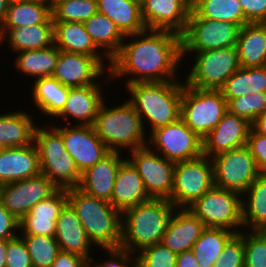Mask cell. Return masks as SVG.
Instances as JSON below:
<instances>
[{"mask_svg": "<svg viewBox=\"0 0 266 267\" xmlns=\"http://www.w3.org/2000/svg\"><path fill=\"white\" fill-rule=\"evenodd\" d=\"M127 38L131 41L128 42ZM181 60L180 34L169 30L146 29L125 36L120 51L111 60L104 82L120 80L129 74L131 76H128L126 86L136 82L174 81L177 80L176 73Z\"/></svg>", "mask_w": 266, "mask_h": 267, "instance_id": "6da1fadb", "label": "cell"}, {"mask_svg": "<svg viewBox=\"0 0 266 267\" xmlns=\"http://www.w3.org/2000/svg\"><path fill=\"white\" fill-rule=\"evenodd\" d=\"M176 208L167 199L151 198L122 213L120 247L137 254L159 243Z\"/></svg>", "mask_w": 266, "mask_h": 267, "instance_id": "7a4b0ae2", "label": "cell"}, {"mask_svg": "<svg viewBox=\"0 0 266 267\" xmlns=\"http://www.w3.org/2000/svg\"><path fill=\"white\" fill-rule=\"evenodd\" d=\"M166 82H136L125 86L128 99L144 123L149 121L150 133L156 128L177 122L181 115L184 80ZM145 117V118H144ZM146 120V121H145Z\"/></svg>", "mask_w": 266, "mask_h": 267, "instance_id": "3957f363", "label": "cell"}, {"mask_svg": "<svg viewBox=\"0 0 266 267\" xmlns=\"http://www.w3.org/2000/svg\"><path fill=\"white\" fill-rule=\"evenodd\" d=\"M67 199L94 246L102 250L120 247L122 213L109 201L91 196L78 187L67 189Z\"/></svg>", "mask_w": 266, "mask_h": 267, "instance_id": "277c9868", "label": "cell"}, {"mask_svg": "<svg viewBox=\"0 0 266 267\" xmlns=\"http://www.w3.org/2000/svg\"><path fill=\"white\" fill-rule=\"evenodd\" d=\"M106 103L104 99L92 126L108 149L122 152V148L132 151L148 145L147 129L133 104L125 99L123 104L109 108Z\"/></svg>", "mask_w": 266, "mask_h": 267, "instance_id": "5b68a950", "label": "cell"}, {"mask_svg": "<svg viewBox=\"0 0 266 267\" xmlns=\"http://www.w3.org/2000/svg\"><path fill=\"white\" fill-rule=\"evenodd\" d=\"M46 125H38L34 134L41 174L47 176L59 189L76 188L79 186L81 173L65 149L62 136L51 124Z\"/></svg>", "mask_w": 266, "mask_h": 267, "instance_id": "8992f818", "label": "cell"}, {"mask_svg": "<svg viewBox=\"0 0 266 267\" xmlns=\"http://www.w3.org/2000/svg\"><path fill=\"white\" fill-rule=\"evenodd\" d=\"M227 111V101L220 90L197 89L184 83L180 119L202 140Z\"/></svg>", "mask_w": 266, "mask_h": 267, "instance_id": "52a82bcc", "label": "cell"}, {"mask_svg": "<svg viewBox=\"0 0 266 267\" xmlns=\"http://www.w3.org/2000/svg\"><path fill=\"white\" fill-rule=\"evenodd\" d=\"M188 209L207 228H223L235 233L242 231V195L240 193L213 185Z\"/></svg>", "mask_w": 266, "mask_h": 267, "instance_id": "ba28073f", "label": "cell"}, {"mask_svg": "<svg viewBox=\"0 0 266 267\" xmlns=\"http://www.w3.org/2000/svg\"><path fill=\"white\" fill-rule=\"evenodd\" d=\"M194 53V65L184 78V83L190 87L220 90L226 80L240 68L236 47Z\"/></svg>", "mask_w": 266, "mask_h": 267, "instance_id": "9c48e42d", "label": "cell"}, {"mask_svg": "<svg viewBox=\"0 0 266 267\" xmlns=\"http://www.w3.org/2000/svg\"><path fill=\"white\" fill-rule=\"evenodd\" d=\"M240 29L235 23L201 18L191 9L181 35L182 60L188 53L236 47Z\"/></svg>", "mask_w": 266, "mask_h": 267, "instance_id": "30bf717a", "label": "cell"}, {"mask_svg": "<svg viewBox=\"0 0 266 267\" xmlns=\"http://www.w3.org/2000/svg\"><path fill=\"white\" fill-rule=\"evenodd\" d=\"M214 185L212 159L201 157L175 163L174 186L169 201L175 208H188Z\"/></svg>", "mask_w": 266, "mask_h": 267, "instance_id": "8fae6325", "label": "cell"}, {"mask_svg": "<svg viewBox=\"0 0 266 267\" xmlns=\"http://www.w3.org/2000/svg\"><path fill=\"white\" fill-rule=\"evenodd\" d=\"M214 185L241 195L260 176L254 157L245 145L214 156Z\"/></svg>", "mask_w": 266, "mask_h": 267, "instance_id": "7c38bea8", "label": "cell"}, {"mask_svg": "<svg viewBox=\"0 0 266 267\" xmlns=\"http://www.w3.org/2000/svg\"><path fill=\"white\" fill-rule=\"evenodd\" d=\"M130 152L131 156L127 159L142 177L149 197L169 200L174 186L175 162L166 159L149 145Z\"/></svg>", "mask_w": 266, "mask_h": 267, "instance_id": "4fadbf2b", "label": "cell"}, {"mask_svg": "<svg viewBox=\"0 0 266 267\" xmlns=\"http://www.w3.org/2000/svg\"><path fill=\"white\" fill-rule=\"evenodd\" d=\"M149 134L148 145L154 146V151L175 163L203 155V140L181 119L158 127Z\"/></svg>", "mask_w": 266, "mask_h": 267, "instance_id": "5bb4252c", "label": "cell"}, {"mask_svg": "<svg viewBox=\"0 0 266 267\" xmlns=\"http://www.w3.org/2000/svg\"><path fill=\"white\" fill-rule=\"evenodd\" d=\"M52 124V127L62 136L65 149L73 158L80 173L94 166L111 151L96 135L93 126Z\"/></svg>", "mask_w": 266, "mask_h": 267, "instance_id": "9a60e30c", "label": "cell"}, {"mask_svg": "<svg viewBox=\"0 0 266 267\" xmlns=\"http://www.w3.org/2000/svg\"><path fill=\"white\" fill-rule=\"evenodd\" d=\"M59 188L45 175L0 185L3 206L19 221L39 201L48 199Z\"/></svg>", "mask_w": 266, "mask_h": 267, "instance_id": "2e32d148", "label": "cell"}, {"mask_svg": "<svg viewBox=\"0 0 266 267\" xmlns=\"http://www.w3.org/2000/svg\"><path fill=\"white\" fill-rule=\"evenodd\" d=\"M191 5V0H143L141 14L147 29L169 30L182 35Z\"/></svg>", "mask_w": 266, "mask_h": 267, "instance_id": "e0dca14e", "label": "cell"}, {"mask_svg": "<svg viewBox=\"0 0 266 267\" xmlns=\"http://www.w3.org/2000/svg\"><path fill=\"white\" fill-rule=\"evenodd\" d=\"M106 69L92 56L60 51L53 77L68 87L100 85ZM95 80V81H94Z\"/></svg>", "mask_w": 266, "mask_h": 267, "instance_id": "ac0fdd59", "label": "cell"}, {"mask_svg": "<svg viewBox=\"0 0 266 267\" xmlns=\"http://www.w3.org/2000/svg\"><path fill=\"white\" fill-rule=\"evenodd\" d=\"M251 123L227 111L216 127L203 139V155L213 158L246 145Z\"/></svg>", "mask_w": 266, "mask_h": 267, "instance_id": "d6986e66", "label": "cell"}, {"mask_svg": "<svg viewBox=\"0 0 266 267\" xmlns=\"http://www.w3.org/2000/svg\"><path fill=\"white\" fill-rule=\"evenodd\" d=\"M68 204L67 190L59 189L48 199L39 201L19 221V235L55 236L56 221Z\"/></svg>", "mask_w": 266, "mask_h": 267, "instance_id": "ffe728a7", "label": "cell"}, {"mask_svg": "<svg viewBox=\"0 0 266 267\" xmlns=\"http://www.w3.org/2000/svg\"><path fill=\"white\" fill-rule=\"evenodd\" d=\"M41 174L35 143L23 147L0 148V185Z\"/></svg>", "mask_w": 266, "mask_h": 267, "instance_id": "44dd1931", "label": "cell"}, {"mask_svg": "<svg viewBox=\"0 0 266 267\" xmlns=\"http://www.w3.org/2000/svg\"><path fill=\"white\" fill-rule=\"evenodd\" d=\"M205 228L203 222L188 208H176L169 218L161 242L174 253L180 254L191 250Z\"/></svg>", "mask_w": 266, "mask_h": 267, "instance_id": "7402d4cb", "label": "cell"}, {"mask_svg": "<svg viewBox=\"0 0 266 267\" xmlns=\"http://www.w3.org/2000/svg\"><path fill=\"white\" fill-rule=\"evenodd\" d=\"M54 44L60 51L92 56L107 72L110 69L111 61L95 46L83 22L54 21Z\"/></svg>", "mask_w": 266, "mask_h": 267, "instance_id": "603a6c76", "label": "cell"}, {"mask_svg": "<svg viewBox=\"0 0 266 267\" xmlns=\"http://www.w3.org/2000/svg\"><path fill=\"white\" fill-rule=\"evenodd\" d=\"M125 159L122 152L111 151L101 161L81 173L78 188L91 196L110 201L117 172Z\"/></svg>", "mask_w": 266, "mask_h": 267, "instance_id": "cb8c5ba5", "label": "cell"}, {"mask_svg": "<svg viewBox=\"0 0 266 267\" xmlns=\"http://www.w3.org/2000/svg\"><path fill=\"white\" fill-rule=\"evenodd\" d=\"M101 85L70 87L66 104L56 119H75L77 125H93L105 95Z\"/></svg>", "mask_w": 266, "mask_h": 267, "instance_id": "d4e9b609", "label": "cell"}, {"mask_svg": "<svg viewBox=\"0 0 266 267\" xmlns=\"http://www.w3.org/2000/svg\"><path fill=\"white\" fill-rule=\"evenodd\" d=\"M151 199L146 191L142 177L134 165L126 158L116 175L112 197L109 201L115 209L125 210Z\"/></svg>", "mask_w": 266, "mask_h": 267, "instance_id": "484cf974", "label": "cell"}, {"mask_svg": "<svg viewBox=\"0 0 266 267\" xmlns=\"http://www.w3.org/2000/svg\"><path fill=\"white\" fill-rule=\"evenodd\" d=\"M55 238L60 251L78 254L90 262L94 259L90 256V249L94 245L69 204L64 207L56 221Z\"/></svg>", "mask_w": 266, "mask_h": 267, "instance_id": "4316f807", "label": "cell"}, {"mask_svg": "<svg viewBox=\"0 0 266 267\" xmlns=\"http://www.w3.org/2000/svg\"><path fill=\"white\" fill-rule=\"evenodd\" d=\"M1 43L7 39L15 53L25 50L44 49L54 44V21L52 15L42 24L18 28H0Z\"/></svg>", "mask_w": 266, "mask_h": 267, "instance_id": "83f0119b", "label": "cell"}, {"mask_svg": "<svg viewBox=\"0 0 266 267\" xmlns=\"http://www.w3.org/2000/svg\"><path fill=\"white\" fill-rule=\"evenodd\" d=\"M236 48L241 68L266 66V23L243 25Z\"/></svg>", "mask_w": 266, "mask_h": 267, "instance_id": "f1b7e54d", "label": "cell"}, {"mask_svg": "<svg viewBox=\"0 0 266 267\" xmlns=\"http://www.w3.org/2000/svg\"><path fill=\"white\" fill-rule=\"evenodd\" d=\"M98 13L110 18L124 35L147 29L141 14V4L133 0H97Z\"/></svg>", "mask_w": 266, "mask_h": 267, "instance_id": "f546056e", "label": "cell"}, {"mask_svg": "<svg viewBox=\"0 0 266 267\" xmlns=\"http://www.w3.org/2000/svg\"><path fill=\"white\" fill-rule=\"evenodd\" d=\"M0 114V148L23 147L34 143L36 124L28 112Z\"/></svg>", "mask_w": 266, "mask_h": 267, "instance_id": "4dcf8cb0", "label": "cell"}, {"mask_svg": "<svg viewBox=\"0 0 266 267\" xmlns=\"http://www.w3.org/2000/svg\"><path fill=\"white\" fill-rule=\"evenodd\" d=\"M32 99L41 114L55 118L64 108L70 87L62 85L53 76L35 79ZM52 117V118H51Z\"/></svg>", "mask_w": 266, "mask_h": 267, "instance_id": "1f68e13d", "label": "cell"}, {"mask_svg": "<svg viewBox=\"0 0 266 267\" xmlns=\"http://www.w3.org/2000/svg\"><path fill=\"white\" fill-rule=\"evenodd\" d=\"M84 25L95 46L111 61L120 51L125 36L110 18L98 12Z\"/></svg>", "mask_w": 266, "mask_h": 267, "instance_id": "d6a6232c", "label": "cell"}, {"mask_svg": "<svg viewBox=\"0 0 266 267\" xmlns=\"http://www.w3.org/2000/svg\"><path fill=\"white\" fill-rule=\"evenodd\" d=\"M242 219L243 228L266 231V181L260 176L242 194Z\"/></svg>", "mask_w": 266, "mask_h": 267, "instance_id": "836d02e7", "label": "cell"}, {"mask_svg": "<svg viewBox=\"0 0 266 267\" xmlns=\"http://www.w3.org/2000/svg\"><path fill=\"white\" fill-rule=\"evenodd\" d=\"M59 54L60 50L55 44L44 49L25 50L18 52L14 64L16 70L31 78L48 77L55 71Z\"/></svg>", "mask_w": 266, "mask_h": 267, "instance_id": "e575fe53", "label": "cell"}, {"mask_svg": "<svg viewBox=\"0 0 266 267\" xmlns=\"http://www.w3.org/2000/svg\"><path fill=\"white\" fill-rule=\"evenodd\" d=\"M220 91L227 102L240 96L266 92V66L240 67Z\"/></svg>", "mask_w": 266, "mask_h": 267, "instance_id": "d590c367", "label": "cell"}, {"mask_svg": "<svg viewBox=\"0 0 266 267\" xmlns=\"http://www.w3.org/2000/svg\"><path fill=\"white\" fill-rule=\"evenodd\" d=\"M52 15L47 6L31 0L9 2L6 17L0 28H18L44 23Z\"/></svg>", "mask_w": 266, "mask_h": 267, "instance_id": "8d00e7d4", "label": "cell"}, {"mask_svg": "<svg viewBox=\"0 0 266 267\" xmlns=\"http://www.w3.org/2000/svg\"><path fill=\"white\" fill-rule=\"evenodd\" d=\"M235 232L223 228H205L191 248L200 267H213L224 245Z\"/></svg>", "mask_w": 266, "mask_h": 267, "instance_id": "74e56055", "label": "cell"}, {"mask_svg": "<svg viewBox=\"0 0 266 267\" xmlns=\"http://www.w3.org/2000/svg\"><path fill=\"white\" fill-rule=\"evenodd\" d=\"M191 9L208 20L235 23L241 27L249 23L239 0H192Z\"/></svg>", "mask_w": 266, "mask_h": 267, "instance_id": "f35d334b", "label": "cell"}, {"mask_svg": "<svg viewBox=\"0 0 266 267\" xmlns=\"http://www.w3.org/2000/svg\"><path fill=\"white\" fill-rule=\"evenodd\" d=\"M28 248L33 267H51L60 252L55 236L21 235Z\"/></svg>", "mask_w": 266, "mask_h": 267, "instance_id": "ab89813d", "label": "cell"}, {"mask_svg": "<svg viewBox=\"0 0 266 267\" xmlns=\"http://www.w3.org/2000/svg\"><path fill=\"white\" fill-rule=\"evenodd\" d=\"M97 12V0H61L51 10L53 21L83 23Z\"/></svg>", "mask_w": 266, "mask_h": 267, "instance_id": "60d3db41", "label": "cell"}, {"mask_svg": "<svg viewBox=\"0 0 266 267\" xmlns=\"http://www.w3.org/2000/svg\"><path fill=\"white\" fill-rule=\"evenodd\" d=\"M228 111L252 123L256 117L266 112V92L230 99L227 102Z\"/></svg>", "mask_w": 266, "mask_h": 267, "instance_id": "b9f144b4", "label": "cell"}, {"mask_svg": "<svg viewBox=\"0 0 266 267\" xmlns=\"http://www.w3.org/2000/svg\"><path fill=\"white\" fill-rule=\"evenodd\" d=\"M244 267H266V231H244Z\"/></svg>", "mask_w": 266, "mask_h": 267, "instance_id": "7bdbcfd3", "label": "cell"}, {"mask_svg": "<svg viewBox=\"0 0 266 267\" xmlns=\"http://www.w3.org/2000/svg\"><path fill=\"white\" fill-rule=\"evenodd\" d=\"M136 260L137 267H176L177 254L159 242L139 251Z\"/></svg>", "mask_w": 266, "mask_h": 267, "instance_id": "ee69618b", "label": "cell"}, {"mask_svg": "<svg viewBox=\"0 0 266 267\" xmlns=\"http://www.w3.org/2000/svg\"><path fill=\"white\" fill-rule=\"evenodd\" d=\"M213 267H244V231L235 233L224 245Z\"/></svg>", "mask_w": 266, "mask_h": 267, "instance_id": "f6af8a7d", "label": "cell"}, {"mask_svg": "<svg viewBox=\"0 0 266 267\" xmlns=\"http://www.w3.org/2000/svg\"><path fill=\"white\" fill-rule=\"evenodd\" d=\"M5 267H33L28 248L19 235L7 239Z\"/></svg>", "mask_w": 266, "mask_h": 267, "instance_id": "bcb514c9", "label": "cell"}, {"mask_svg": "<svg viewBox=\"0 0 266 267\" xmlns=\"http://www.w3.org/2000/svg\"><path fill=\"white\" fill-rule=\"evenodd\" d=\"M104 250L108 253L110 258L103 263H96L94 261L95 259H93L91 261V267H137L136 255L128 250L122 247L104 248Z\"/></svg>", "mask_w": 266, "mask_h": 267, "instance_id": "7dc6e473", "label": "cell"}, {"mask_svg": "<svg viewBox=\"0 0 266 267\" xmlns=\"http://www.w3.org/2000/svg\"><path fill=\"white\" fill-rule=\"evenodd\" d=\"M246 146L254 157L258 169L266 167V136L250 129Z\"/></svg>", "mask_w": 266, "mask_h": 267, "instance_id": "c3c4849f", "label": "cell"}, {"mask_svg": "<svg viewBox=\"0 0 266 267\" xmlns=\"http://www.w3.org/2000/svg\"><path fill=\"white\" fill-rule=\"evenodd\" d=\"M249 23H266V0H239Z\"/></svg>", "mask_w": 266, "mask_h": 267, "instance_id": "681fc988", "label": "cell"}, {"mask_svg": "<svg viewBox=\"0 0 266 267\" xmlns=\"http://www.w3.org/2000/svg\"><path fill=\"white\" fill-rule=\"evenodd\" d=\"M19 220L11 214L0 199V240L12 239L18 236Z\"/></svg>", "mask_w": 266, "mask_h": 267, "instance_id": "f907efd6", "label": "cell"}, {"mask_svg": "<svg viewBox=\"0 0 266 267\" xmlns=\"http://www.w3.org/2000/svg\"><path fill=\"white\" fill-rule=\"evenodd\" d=\"M51 267H91V262L78 254L60 251Z\"/></svg>", "mask_w": 266, "mask_h": 267, "instance_id": "816d5d0a", "label": "cell"}, {"mask_svg": "<svg viewBox=\"0 0 266 267\" xmlns=\"http://www.w3.org/2000/svg\"><path fill=\"white\" fill-rule=\"evenodd\" d=\"M176 267H200L191 250L177 254Z\"/></svg>", "mask_w": 266, "mask_h": 267, "instance_id": "f5cc1de1", "label": "cell"}, {"mask_svg": "<svg viewBox=\"0 0 266 267\" xmlns=\"http://www.w3.org/2000/svg\"><path fill=\"white\" fill-rule=\"evenodd\" d=\"M251 129L255 133L266 136V112L254 119V121L251 123Z\"/></svg>", "mask_w": 266, "mask_h": 267, "instance_id": "db71d44e", "label": "cell"}, {"mask_svg": "<svg viewBox=\"0 0 266 267\" xmlns=\"http://www.w3.org/2000/svg\"><path fill=\"white\" fill-rule=\"evenodd\" d=\"M7 240H0V267L6 264Z\"/></svg>", "mask_w": 266, "mask_h": 267, "instance_id": "11a10c76", "label": "cell"}, {"mask_svg": "<svg viewBox=\"0 0 266 267\" xmlns=\"http://www.w3.org/2000/svg\"><path fill=\"white\" fill-rule=\"evenodd\" d=\"M10 0H0V26L4 22Z\"/></svg>", "mask_w": 266, "mask_h": 267, "instance_id": "9f6ffc18", "label": "cell"}, {"mask_svg": "<svg viewBox=\"0 0 266 267\" xmlns=\"http://www.w3.org/2000/svg\"><path fill=\"white\" fill-rule=\"evenodd\" d=\"M31 1H34L36 3L43 4V5L47 6L48 8H50L51 10L55 6V0H31Z\"/></svg>", "mask_w": 266, "mask_h": 267, "instance_id": "6f0895ef", "label": "cell"}, {"mask_svg": "<svg viewBox=\"0 0 266 267\" xmlns=\"http://www.w3.org/2000/svg\"><path fill=\"white\" fill-rule=\"evenodd\" d=\"M260 177L266 181V167L260 171Z\"/></svg>", "mask_w": 266, "mask_h": 267, "instance_id": "680465c9", "label": "cell"}, {"mask_svg": "<svg viewBox=\"0 0 266 267\" xmlns=\"http://www.w3.org/2000/svg\"><path fill=\"white\" fill-rule=\"evenodd\" d=\"M133 1H136L141 4L143 0H133Z\"/></svg>", "mask_w": 266, "mask_h": 267, "instance_id": "91938a15", "label": "cell"}]
</instances>
